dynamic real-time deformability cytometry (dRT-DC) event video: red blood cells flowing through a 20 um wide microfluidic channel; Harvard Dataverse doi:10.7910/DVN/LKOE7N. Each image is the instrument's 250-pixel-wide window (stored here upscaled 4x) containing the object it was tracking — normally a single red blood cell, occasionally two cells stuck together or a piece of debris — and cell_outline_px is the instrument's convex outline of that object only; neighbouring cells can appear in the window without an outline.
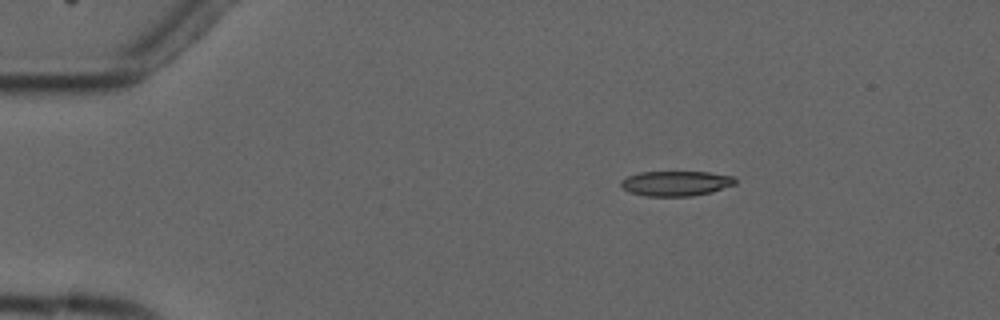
{"species": "common noctule bat (a hibernating species)", "species_latin": "Nyctalus noctula", "temperature_condition": "cold", "stored_images_in_passage": 2, "camera_frame_rate_fps": 3000, "um_per_image_px": 0.085, "animal": {"sex": "male", "forearm_length_mm": 52.5}, "frame": {"image": 1, "passage_image": 1, "time_ms": 0.0, "image_size_px": [1000, 320], "cell_outline_px": [[736, 184], [712, 192], [692, 196], [644, 196], [628, 192], [620, 184], [620, 180], [628, 176], [640, 172], [708, 172], [732, 176], [736, 180]], "centroid_in_image_um": [57.44, 15.59], "position_along_channel_um": 27.6, "area_um2": 16.7}}